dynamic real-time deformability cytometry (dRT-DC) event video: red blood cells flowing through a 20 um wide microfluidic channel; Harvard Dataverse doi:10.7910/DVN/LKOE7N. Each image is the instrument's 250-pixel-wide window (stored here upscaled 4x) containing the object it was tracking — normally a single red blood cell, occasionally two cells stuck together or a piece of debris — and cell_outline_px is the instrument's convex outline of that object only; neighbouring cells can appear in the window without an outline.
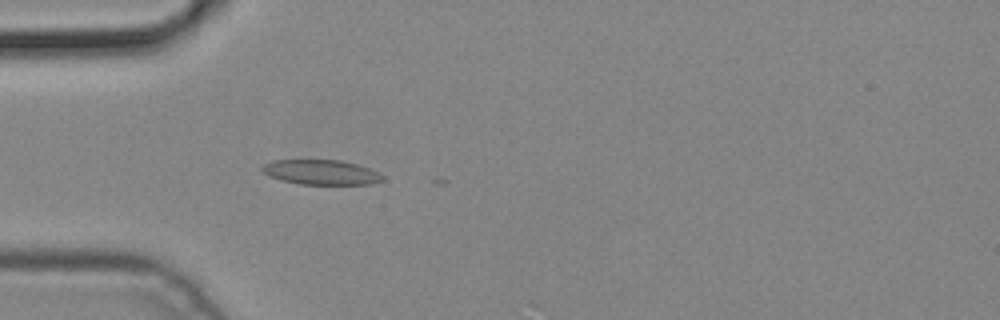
{"species": "common noctule bat (a hibernating species)", "species_latin": "Nyctalus noctula", "temperature_condition": "cold", "stored_images_in_passage": 3, "camera_frame_rate_fps": 3000, "um_per_image_px": 0.085, "animal": {"sex": "male", "body_mass_g": 19.2, "forearm_length_mm": 51.8}, "frame": {"image": 1, "passage_image": 3, "time_ms": 0.667, "image_size_px": [1000, 320], "cell_outline_px": [[384, 180], [372, 184], [300, 184], [280, 180], [268, 176], [260, 168], [264, 164], [272, 160], [340, 160], [356, 164], [368, 168], [384, 176]], "centroid_in_image_um": [27.27, 14.64], "position_along_channel_um": 57.7, "area_um2": 17.4}}